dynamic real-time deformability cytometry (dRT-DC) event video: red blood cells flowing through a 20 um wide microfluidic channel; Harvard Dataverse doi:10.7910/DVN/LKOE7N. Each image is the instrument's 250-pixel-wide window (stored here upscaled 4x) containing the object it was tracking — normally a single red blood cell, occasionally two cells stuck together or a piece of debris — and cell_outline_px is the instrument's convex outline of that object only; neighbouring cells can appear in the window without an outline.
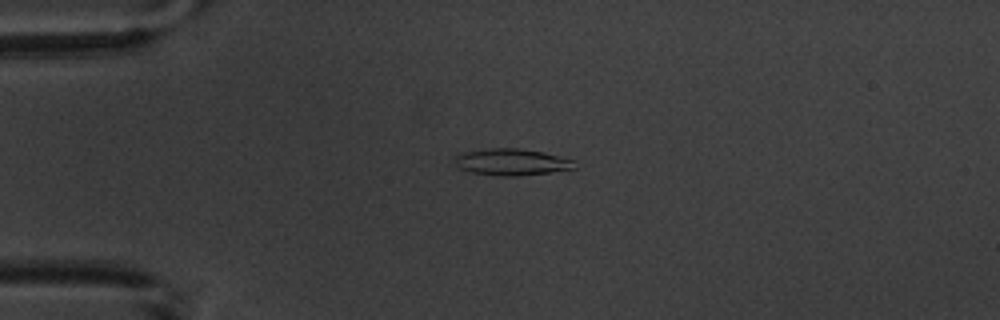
{"species": "common noctule bat (a hibernating species)", "species_latin": "Nyctalus noctula", "temperature_condition": "warm", "stored_images_in_passage": 5, "camera_frame_rate_fps": 3000, "um_per_image_px": 0.085, "animal": {"sex": "male", "body_mass_g": 20.1, "forearm_length_mm": 53.5}, "frame": {"image": 1, "passage_image": 4, "time_ms": 3.333, "image_size_px": [1000, 320], "cell_outline_px": [[576, 168], [548, 172], [516, 176], [504, 176], [472, 172], [460, 168], [456, 164], [456, 156], [464, 152], [488, 148], [520, 148], [544, 152], [576, 160]], "centroid_in_image_um": [43.55, 13.76], "position_along_channel_um": 41.5, "area_um2": 18.44}}